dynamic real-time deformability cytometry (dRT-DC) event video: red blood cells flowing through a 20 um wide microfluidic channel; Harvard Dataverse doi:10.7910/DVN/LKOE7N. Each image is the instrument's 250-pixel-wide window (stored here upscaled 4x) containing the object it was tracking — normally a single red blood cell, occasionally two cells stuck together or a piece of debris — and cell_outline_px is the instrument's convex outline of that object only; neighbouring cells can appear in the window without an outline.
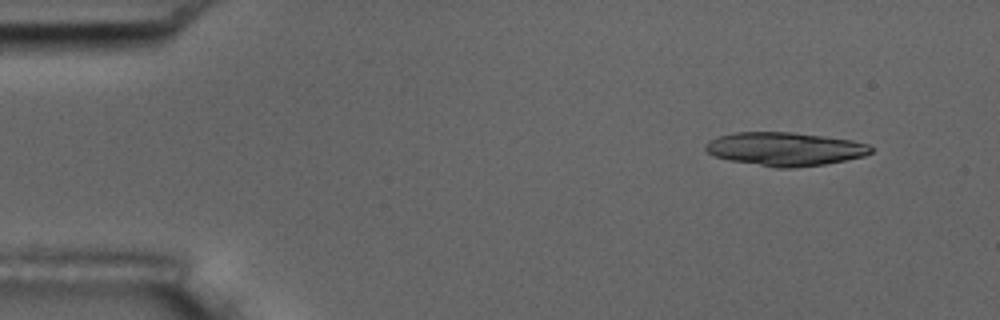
{"species": "common noctule bat (a hibernating species)", "species_latin": "Nyctalus noctula", "temperature_condition": "room temperature", "stored_images_in_passage": 5, "camera_frame_rate_fps": 3000, "um_per_image_px": 0.085, "animal": {"sex": "male", "body_mass_g": 17.5, "forearm_length_mm": 52.3}, "frame": {"image": 1, "passage_image": 2, "time_ms": 1.0, "image_size_px": [1000, 320], "cell_outline_px": [[872, 152], [864, 156], [824, 164], [792, 168], [776, 168], [728, 160], [716, 156], [708, 152], [704, 148], [704, 144], [708, 140], [720, 136], [736, 132], [792, 132], [824, 136], [852, 140], [868, 144], [872, 148]], "centroid_in_image_um": [66.7, 12.66], "position_along_channel_um": 18.3, "area_um2": 32.25}}